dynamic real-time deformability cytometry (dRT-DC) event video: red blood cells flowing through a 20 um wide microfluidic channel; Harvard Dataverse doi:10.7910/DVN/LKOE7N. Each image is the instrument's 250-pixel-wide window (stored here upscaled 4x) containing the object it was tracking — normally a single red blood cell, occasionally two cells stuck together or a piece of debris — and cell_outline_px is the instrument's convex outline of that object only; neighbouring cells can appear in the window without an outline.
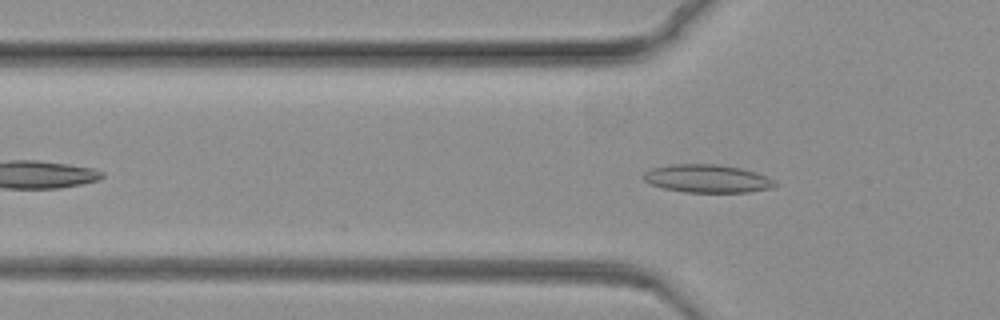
{"species": "common noctule bat (a hibernating species)", "species_latin": "Nyctalus noctula", "temperature_condition": "warm", "stored_images_in_passage": 39, "camera_frame_rate_fps": 3000, "um_per_image_px": 0.085, "animal": {"sex": "female", "body_mass_g": 19.3, "forearm_length_mm": 54.1}, "frame": {"image": 1, "passage_image": 17, "time_ms": 5.333, "image_size_px": [1000, 320], "cell_outline_px": [[780, 184], [772, 188], [748, 192], [684, 192], [664, 188], [648, 184], [644, 180], [644, 172], [652, 168], [672, 164], [716, 164], [740, 168], [756, 172], [768, 176]], "centroid_in_image_um": [60.15, 15.18], "position_along_channel_um": 65.7, "area_um2": 21.62}}
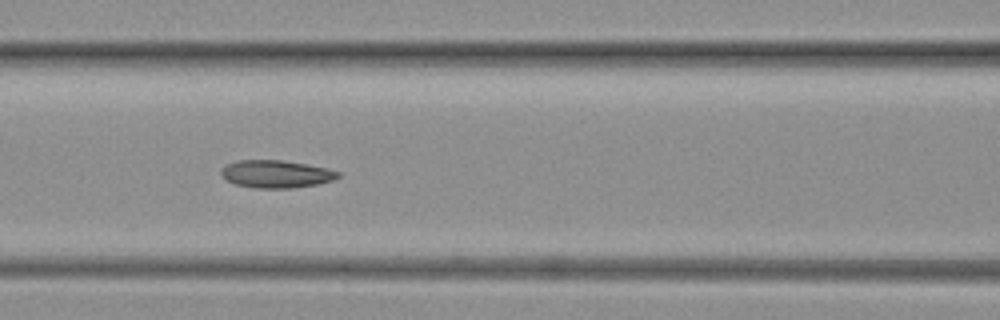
{"frame": {"image": 2, "passage_image": 26, "time_ms": 8.333, "image_size_px": [1000, 320], "cell_outline_px": [[340, 176], [332, 180], [316, 184], [292, 188], [252, 188], [236, 184], [228, 180], [220, 172], [228, 164], [236, 160], [280, 160], [308, 164], [328, 168], [340, 172]], "centroid_in_image_um": [23.5, 14.79], "position_along_channel_um": 143.1, "area_um2": 18.67}}
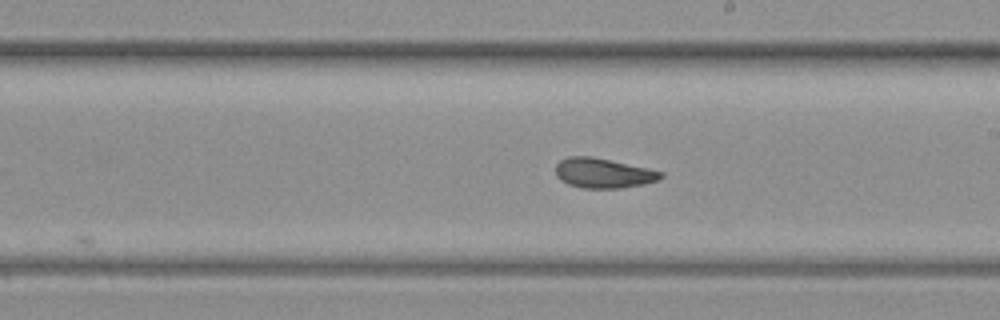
{"frame": {"image": 3, "passage_image": 37, "time_ms": 12.0, "image_size_px": [1000, 320], "cell_outline_px": [[664, 176], [660, 180], [644, 184], [620, 188], [580, 188], [568, 184], [560, 180], [556, 176], [556, 164], [560, 160], [568, 156], [592, 156], [648, 168], [664, 172]], "centroid_in_image_um": [51.28, 14.71], "position_along_channel_um": 237.7, "area_um2": 18.5}}